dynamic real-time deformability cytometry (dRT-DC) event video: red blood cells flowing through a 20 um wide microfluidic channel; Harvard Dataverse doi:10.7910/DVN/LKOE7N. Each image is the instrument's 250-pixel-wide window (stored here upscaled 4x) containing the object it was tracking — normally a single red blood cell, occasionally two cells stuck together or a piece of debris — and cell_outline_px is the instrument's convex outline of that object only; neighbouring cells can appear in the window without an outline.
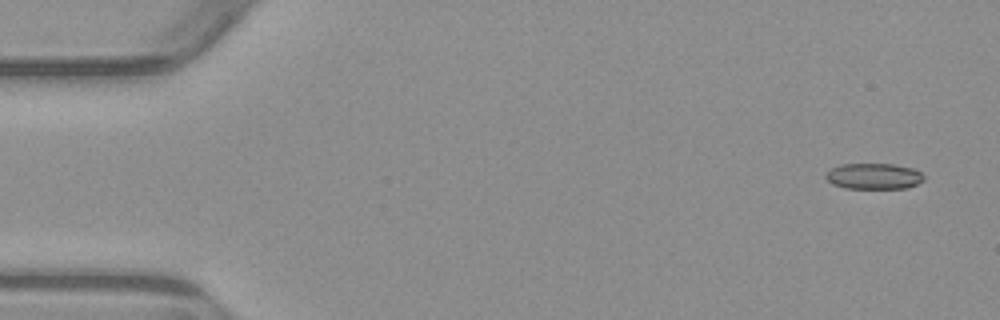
{"species": "common noctule bat (a hibernating species)", "species_latin": "Nyctalus noctula", "temperature_condition": "warm", "stored_images_in_passage": 4, "camera_frame_rate_fps": 3000, "um_per_image_px": 0.085, "animal": {"sex": "male", "body_mass_g": 23.1, "forearm_length_mm": 52.7}, "frame": {"image": 1, "passage_image": 1, "time_ms": 0.0, "image_size_px": [1000, 320], "cell_outline_px": [[924, 180], [908, 188], [844, 188], [832, 184], [824, 176], [832, 168], [840, 164], [892, 164], [912, 168], [920, 172], [924, 176]], "centroid_in_image_um": [74.27, 14.98], "position_along_channel_um": 10.7, "area_um2": 14.74}}
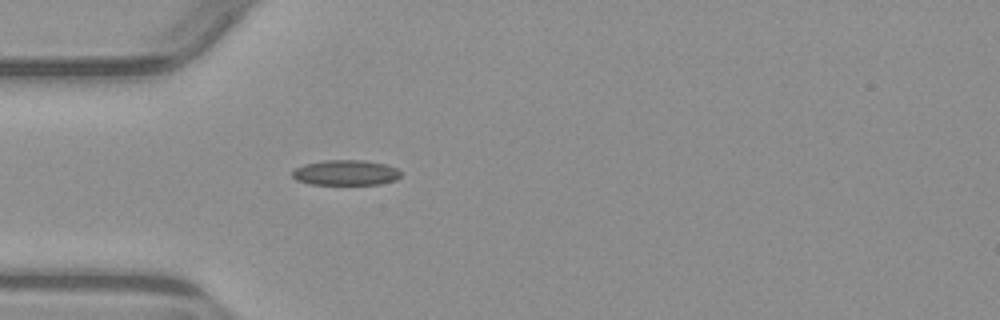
{"frame": {"image": 2, "passage_image": 4, "time_ms": 4.333, "image_size_px": [1000, 320], "cell_outline_px": [[400, 176], [396, 180], [380, 184], [308, 184], [296, 180], [292, 176], [292, 172], [296, 168], [304, 164], [324, 160], [364, 160], [384, 164], [396, 168], [400, 172]], "centroid_in_image_um": [29.37, 14.68], "position_along_channel_um": 55.6, "area_um2": 15.95}}